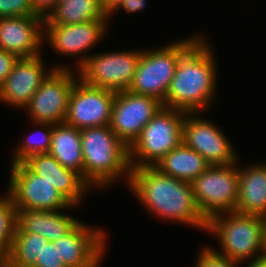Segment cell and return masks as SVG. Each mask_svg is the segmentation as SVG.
I'll list each match as a JSON object with an SVG mask.
<instances>
[{
	"mask_svg": "<svg viewBox=\"0 0 266 267\" xmlns=\"http://www.w3.org/2000/svg\"><path fill=\"white\" fill-rule=\"evenodd\" d=\"M127 188L153 217L190 225L204 232L207 230L208 220L197 206L191 182L168 176L154 166H147L131 168Z\"/></svg>",
	"mask_w": 266,
	"mask_h": 267,
	"instance_id": "obj_1",
	"label": "cell"
},
{
	"mask_svg": "<svg viewBox=\"0 0 266 267\" xmlns=\"http://www.w3.org/2000/svg\"><path fill=\"white\" fill-rule=\"evenodd\" d=\"M215 57L209 41L201 35L179 57L163 107L186 113L208 111L218 93Z\"/></svg>",
	"mask_w": 266,
	"mask_h": 267,
	"instance_id": "obj_2",
	"label": "cell"
},
{
	"mask_svg": "<svg viewBox=\"0 0 266 267\" xmlns=\"http://www.w3.org/2000/svg\"><path fill=\"white\" fill-rule=\"evenodd\" d=\"M83 179L94 188L125 181L128 187L131 167L129 147L106 126L81 129Z\"/></svg>",
	"mask_w": 266,
	"mask_h": 267,
	"instance_id": "obj_3",
	"label": "cell"
},
{
	"mask_svg": "<svg viewBox=\"0 0 266 267\" xmlns=\"http://www.w3.org/2000/svg\"><path fill=\"white\" fill-rule=\"evenodd\" d=\"M206 232L218 239L219 253L240 264L264 256L262 216L221 213L208 220Z\"/></svg>",
	"mask_w": 266,
	"mask_h": 267,
	"instance_id": "obj_4",
	"label": "cell"
},
{
	"mask_svg": "<svg viewBox=\"0 0 266 267\" xmlns=\"http://www.w3.org/2000/svg\"><path fill=\"white\" fill-rule=\"evenodd\" d=\"M201 36L194 34L159 49L141 50V56L129 91L164 102L179 57Z\"/></svg>",
	"mask_w": 266,
	"mask_h": 267,
	"instance_id": "obj_5",
	"label": "cell"
},
{
	"mask_svg": "<svg viewBox=\"0 0 266 267\" xmlns=\"http://www.w3.org/2000/svg\"><path fill=\"white\" fill-rule=\"evenodd\" d=\"M186 112L162 107L144 126L129 147L131 168L154 166L183 142L182 125Z\"/></svg>",
	"mask_w": 266,
	"mask_h": 267,
	"instance_id": "obj_6",
	"label": "cell"
},
{
	"mask_svg": "<svg viewBox=\"0 0 266 267\" xmlns=\"http://www.w3.org/2000/svg\"><path fill=\"white\" fill-rule=\"evenodd\" d=\"M238 164L210 165L193 182V193L201 214L209 220L236 210L238 201Z\"/></svg>",
	"mask_w": 266,
	"mask_h": 267,
	"instance_id": "obj_7",
	"label": "cell"
},
{
	"mask_svg": "<svg viewBox=\"0 0 266 267\" xmlns=\"http://www.w3.org/2000/svg\"><path fill=\"white\" fill-rule=\"evenodd\" d=\"M141 56L140 50H120L91 54L78 70L86 84L112 90H128Z\"/></svg>",
	"mask_w": 266,
	"mask_h": 267,
	"instance_id": "obj_8",
	"label": "cell"
},
{
	"mask_svg": "<svg viewBox=\"0 0 266 267\" xmlns=\"http://www.w3.org/2000/svg\"><path fill=\"white\" fill-rule=\"evenodd\" d=\"M7 192L17 209L59 211L76 209L43 176L33 173L24 163L12 164ZM68 208V209H67Z\"/></svg>",
	"mask_w": 266,
	"mask_h": 267,
	"instance_id": "obj_9",
	"label": "cell"
},
{
	"mask_svg": "<svg viewBox=\"0 0 266 267\" xmlns=\"http://www.w3.org/2000/svg\"><path fill=\"white\" fill-rule=\"evenodd\" d=\"M79 78L74 69H53L24 108L30 122L64 123L70 95Z\"/></svg>",
	"mask_w": 266,
	"mask_h": 267,
	"instance_id": "obj_10",
	"label": "cell"
},
{
	"mask_svg": "<svg viewBox=\"0 0 266 267\" xmlns=\"http://www.w3.org/2000/svg\"><path fill=\"white\" fill-rule=\"evenodd\" d=\"M201 113H186L182 125L183 143L198 152L210 165L235 164L238 154L228 136ZM216 125V126H215Z\"/></svg>",
	"mask_w": 266,
	"mask_h": 267,
	"instance_id": "obj_11",
	"label": "cell"
},
{
	"mask_svg": "<svg viewBox=\"0 0 266 267\" xmlns=\"http://www.w3.org/2000/svg\"><path fill=\"white\" fill-rule=\"evenodd\" d=\"M109 21L91 20L71 25L44 24V39L49 41L52 50L60 56H75L78 71L91 56L87 53L88 49L93 48L109 33Z\"/></svg>",
	"mask_w": 266,
	"mask_h": 267,
	"instance_id": "obj_12",
	"label": "cell"
},
{
	"mask_svg": "<svg viewBox=\"0 0 266 267\" xmlns=\"http://www.w3.org/2000/svg\"><path fill=\"white\" fill-rule=\"evenodd\" d=\"M116 92L78 79L72 89L64 123L77 129L110 124Z\"/></svg>",
	"mask_w": 266,
	"mask_h": 267,
	"instance_id": "obj_13",
	"label": "cell"
},
{
	"mask_svg": "<svg viewBox=\"0 0 266 267\" xmlns=\"http://www.w3.org/2000/svg\"><path fill=\"white\" fill-rule=\"evenodd\" d=\"M162 107V102L151 96L129 90L116 92L109 127L130 147Z\"/></svg>",
	"mask_w": 266,
	"mask_h": 267,
	"instance_id": "obj_14",
	"label": "cell"
},
{
	"mask_svg": "<svg viewBox=\"0 0 266 267\" xmlns=\"http://www.w3.org/2000/svg\"><path fill=\"white\" fill-rule=\"evenodd\" d=\"M79 221L67 234L53 241L67 267H100L108 246L104 228Z\"/></svg>",
	"mask_w": 266,
	"mask_h": 267,
	"instance_id": "obj_15",
	"label": "cell"
},
{
	"mask_svg": "<svg viewBox=\"0 0 266 267\" xmlns=\"http://www.w3.org/2000/svg\"><path fill=\"white\" fill-rule=\"evenodd\" d=\"M42 59L41 55L19 58L0 86V103L24 110L53 69H70L69 66L58 64L46 70Z\"/></svg>",
	"mask_w": 266,
	"mask_h": 267,
	"instance_id": "obj_16",
	"label": "cell"
},
{
	"mask_svg": "<svg viewBox=\"0 0 266 267\" xmlns=\"http://www.w3.org/2000/svg\"><path fill=\"white\" fill-rule=\"evenodd\" d=\"M44 21L42 16L1 17L0 49L19 58L42 55Z\"/></svg>",
	"mask_w": 266,
	"mask_h": 267,
	"instance_id": "obj_17",
	"label": "cell"
},
{
	"mask_svg": "<svg viewBox=\"0 0 266 267\" xmlns=\"http://www.w3.org/2000/svg\"><path fill=\"white\" fill-rule=\"evenodd\" d=\"M33 173L43 176L76 207L82 203L91 186L74 170L63 167L52 155L37 154L23 162ZM91 189V190H90Z\"/></svg>",
	"mask_w": 266,
	"mask_h": 267,
	"instance_id": "obj_18",
	"label": "cell"
},
{
	"mask_svg": "<svg viewBox=\"0 0 266 267\" xmlns=\"http://www.w3.org/2000/svg\"><path fill=\"white\" fill-rule=\"evenodd\" d=\"M239 187L235 212L266 216V164L238 167Z\"/></svg>",
	"mask_w": 266,
	"mask_h": 267,
	"instance_id": "obj_19",
	"label": "cell"
},
{
	"mask_svg": "<svg viewBox=\"0 0 266 267\" xmlns=\"http://www.w3.org/2000/svg\"><path fill=\"white\" fill-rule=\"evenodd\" d=\"M16 232L36 233L48 241H55L67 234L80 220L59 211L17 209Z\"/></svg>",
	"mask_w": 266,
	"mask_h": 267,
	"instance_id": "obj_20",
	"label": "cell"
},
{
	"mask_svg": "<svg viewBox=\"0 0 266 267\" xmlns=\"http://www.w3.org/2000/svg\"><path fill=\"white\" fill-rule=\"evenodd\" d=\"M49 154L63 167L79 173L83 178L81 130L65 123L53 125Z\"/></svg>",
	"mask_w": 266,
	"mask_h": 267,
	"instance_id": "obj_21",
	"label": "cell"
},
{
	"mask_svg": "<svg viewBox=\"0 0 266 267\" xmlns=\"http://www.w3.org/2000/svg\"><path fill=\"white\" fill-rule=\"evenodd\" d=\"M209 166L204 157L183 142L154 165L168 176L191 183Z\"/></svg>",
	"mask_w": 266,
	"mask_h": 267,
	"instance_id": "obj_22",
	"label": "cell"
},
{
	"mask_svg": "<svg viewBox=\"0 0 266 267\" xmlns=\"http://www.w3.org/2000/svg\"><path fill=\"white\" fill-rule=\"evenodd\" d=\"M91 20H110L102 10L100 0H66L57 2L44 24L71 25Z\"/></svg>",
	"mask_w": 266,
	"mask_h": 267,
	"instance_id": "obj_23",
	"label": "cell"
},
{
	"mask_svg": "<svg viewBox=\"0 0 266 267\" xmlns=\"http://www.w3.org/2000/svg\"><path fill=\"white\" fill-rule=\"evenodd\" d=\"M49 241L36 233L16 232L8 257L3 261L8 267H33L41 260L44 245Z\"/></svg>",
	"mask_w": 266,
	"mask_h": 267,
	"instance_id": "obj_24",
	"label": "cell"
},
{
	"mask_svg": "<svg viewBox=\"0 0 266 267\" xmlns=\"http://www.w3.org/2000/svg\"><path fill=\"white\" fill-rule=\"evenodd\" d=\"M31 123L36 125V128L39 127L41 131L34 130V133H30L28 137L26 136L25 139L23 138L19 142L20 144L14 150V157L12 158L11 164L23 163L33 155L49 153L53 124L41 122Z\"/></svg>",
	"mask_w": 266,
	"mask_h": 267,
	"instance_id": "obj_25",
	"label": "cell"
},
{
	"mask_svg": "<svg viewBox=\"0 0 266 267\" xmlns=\"http://www.w3.org/2000/svg\"><path fill=\"white\" fill-rule=\"evenodd\" d=\"M18 210L11 195L0 196V262L9 255L17 230Z\"/></svg>",
	"mask_w": 266,
	"mask_h": 267,
	"instance_id": "obj_26",
	"label": "cell"
},
{
	"mask_svg": "<svg viewBox=\"0 0 266 267\" xmlns=\"http://www.w3.org/2000/svg\"><path fill=\"white\" fill-rule=\"evenodd\" d=\"M199 251L196 264H194L195 267H239L240 265V263L219 253L218 250L212 249L211 246H203Z\"/></svg>",
	"mask_w": 266,
	"mask_h": 267,
	"instance_id": "obj_27",
	"label": "cell"
},
{
	"mask_svg": "<svg viewBox=\"0 0 266 267\" xmlns=\"http://www.w3.org/2000/svg\"><path fill=\"white\" fill-rule=\"evenodd\" d=\"M15 16H39L31 0H0V18Z\"/></svg>",
	"mask_w": 266,
	"mask_h": 267,
	"instance_id": "obj_28",
	"label": "cell"
},
{
	"mask_svg": "<svg viewBox=\"0 0 266 267\" xmlns=\"http://www.w3.org/2000/svg\"><path fill=\"white\" fill-rule=\"evenodd\" d=\"M33 267H67L57 252V246L49 241L44 245L41 260H37Z\"/></svg>",
	"mask_w": 266,
	"mask_h": 267,
	"instance_id": "obj_29",
	"label": "cell"
},
{
	"mask_svg": "<svg viewBox=\"0 0 266 267\" xmlns=\"http://www.w3.org/2000/svg\"><path fill=\"white\" fill-rule=\"evenodd\" d=\"M19 57L11 52L0 49V86L4 83Z\"/></svg>",
	"mask_w": 266,
	"mask_h": 267,
	"instance_id": "obj_30",
	"label": "cell"
},
{
	"mask_svg": "<svg viewBox=\"0 0 266 267\" xmlns=\"http://www.w3.org/2000/svg\"><path fill=\"white\" fill-rule=\"evenodd\" d=\"M34 11L37 15L46 18L54 9L57 0H31Z\"/></svg>",
	"mask_w": 266,
	"mask_h": 267,
	"instance_id": "obj_31",
	"label": "cell"
},
{
	"mask_svg": "<svg viewBox=\"0 0 266 267\" xmlns=\"http://www.w3.org/2000/svg\"><path fill=\"white\" fill-rule=\"evenodd\" d=\"M146 1L147 0H124L121 5L109 16V18H111L114 13H117L119 8L125 10L127 13H135L144 10V8L147 6Z\"/></svg>",
	"mask_w": 266,
	"mask_h": 267,
	"instance_id": "obj_32",
	"label": "cell"
},
{
	"mask_svg": "<svg viewBox=\"0 0 266 267\" xmlns=\"http://www.w3.org/2000/svg\"><path fill=\"white\" fill-rule=\"evenodd\" d=\"M124 0H100L104 13L109 17Z\"/></svg>",
	"mask_w": 266,
	"mask_h": 267,
	"instance_id": "obj_33",
	"label": "cell"
},
{
	"mask_svg": "<svg viewBox=\"0 0 266 267\" xmlns=\"http://www.w3.org/2000/svg\"><path fill=\"white\" fill-rule=\"evenodd\" d=\"M245 267H266V256H261L259 258H252L249 263H247Z\"/></svg>",
	"mask_w": 266,
	"mask_h": 267,
	"instance_id": "obj_34",
	"label": "cell"
},
{
	"mask_svg": "<svg viewBox=\"0 0 266 267\" xmlns=\"http://www.w3.org/2000/svg\"><path fill=\"white\" fill-rule=\"evenodd\" d=\"M263 253L266 256V216L263 217Z\"/></svg>",
	"mask_w": 266,
	"mask_h": 267,
	"instance_id": "obj_35",
	"label": "cell"
},
{
	"mask_svg": "<svg viewBox=\"0 0 266 267\" xmlns=\"http://www.w3.org/2000/svg\"><path fill=\"white\" fill-rule=\"evenodd\" d=\"M0 267H8V266L5 265L3 262H0Z\"/></svg>",
	"mask_w": 266,
	"mask_h": 267,
	"instance_id": "obj_36",
	"label": "cell"
}]
</instances>
